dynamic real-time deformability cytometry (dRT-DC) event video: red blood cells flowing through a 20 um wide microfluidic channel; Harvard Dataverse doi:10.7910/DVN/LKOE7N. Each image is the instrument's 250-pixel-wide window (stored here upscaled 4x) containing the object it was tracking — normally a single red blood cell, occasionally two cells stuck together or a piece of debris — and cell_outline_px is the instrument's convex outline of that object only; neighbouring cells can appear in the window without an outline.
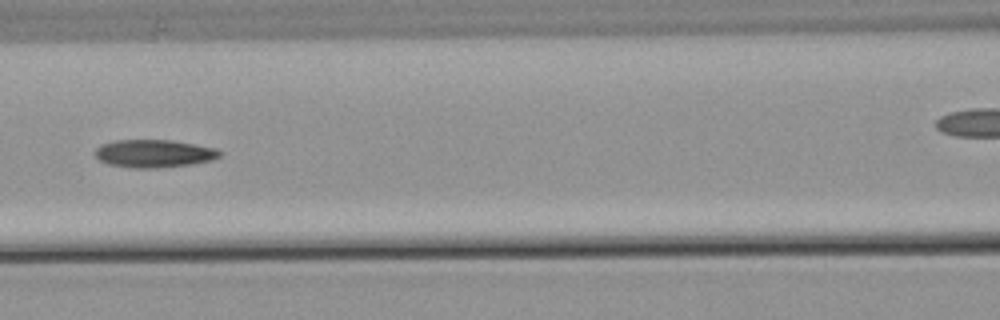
{"species": "common noctule bat (a hibernating species)", "species_latin": "Nyctalus noctula", "temperature_condition": "warm", "stored_images_in_passage": 39, "camera_frame_rate_fps": 3000, "um_per_image_px": 0.085, "animal": {"sex": "male", "body_mass_g": 21.5, "forearm_length_mm": 52.0}, "frame": {"image": 1, "passage_image": 15, "time_ms": 4.667, "image_size_px": [1000, 320], "cell_outline_px": [[224, 152], [220, 156], [212, 160], [192, 164], [156, 168], [132, 168], [108, 164], [100, 160], [92, 152], [100, 144], [112, 140], [172, 140], [196, 144], [216, 148]], "centroid_in_image_um": [13.08, 13.04], "position_along_channel_um": 153.5, "area_um2": 20.52}}
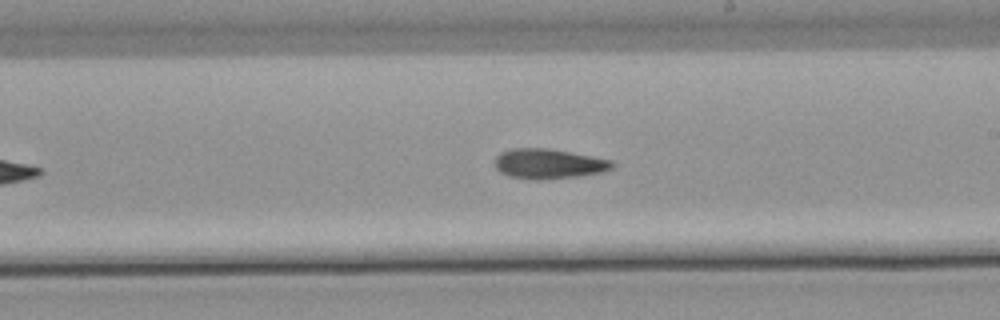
{"frame": {"image": 2, "passage_image": 22, "time_ms": 7.0, "image_size_px": [1000, 320], "cell_outline_px": [[616, 164], [612, 168], [600, 172], [580, 176], [544, 180], [536, 180], [508, 176], [500, 172], [496, 168], [496, 156], [500, 152], [512, 148], [548, 148], [612, 160]], "centroid_in_image_um": [46.62, 13.92], "position_along_channel_um": 242.4, "area_um2": 20.52}}
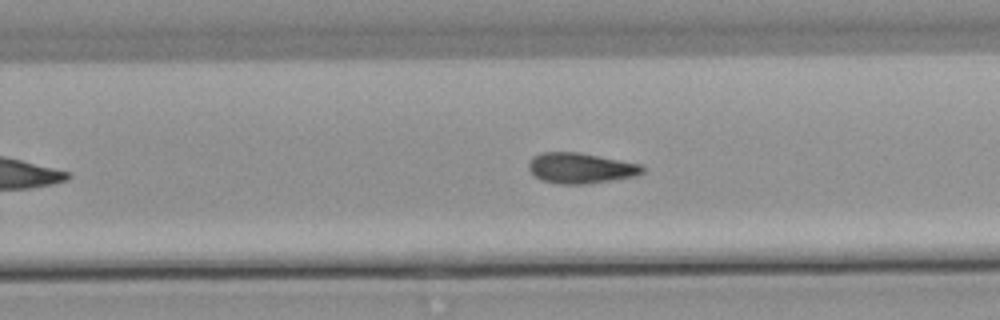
{"frame": {"image": 3, "passage_image": 25, "time_ms": 8.0, "image_size_px": [1000, 320], "cell_outline_px": [[644, 172], [636, 176], [588, 184], [556, 184], [540, 180], [528, 168], [528, 160], [532, 156], [540, 152], [580, 152], [640, 164], [644, 168]], "centroid_in_image_um": [49.32, 14.29], "position_along_channel_um": 280.5, "area_um2": 20.46}}